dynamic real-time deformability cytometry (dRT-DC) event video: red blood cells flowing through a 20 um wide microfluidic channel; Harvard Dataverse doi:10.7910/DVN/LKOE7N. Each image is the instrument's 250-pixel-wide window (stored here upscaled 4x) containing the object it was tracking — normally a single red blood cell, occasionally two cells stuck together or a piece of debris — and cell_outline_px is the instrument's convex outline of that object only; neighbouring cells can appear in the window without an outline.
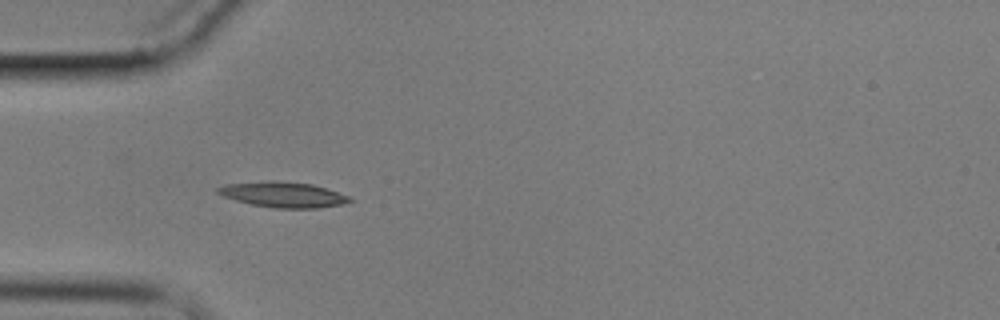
{"species": "common noctule bat (a hibernating species)", "species_latin": "Nyctalus noctula", "temperature_condition": "cold", "stored_images_in_passage": 4, "camera_frame_rate_fps": 3000, "um_per_image_px": 0.085, "animal": {"sex": "male", "body_mass_g": 17.9}, "frame": {"image": 1, "passage_image": 4, "time_ms": 3.333, "image_size_px": [1000, 320], "cell_outline_px": [[352, 200], [344, 204], [316, 208], [272, 208], [252, 204], [236, 200], [224, 196], [216, 192], [216, 188], [224, 184], [268, 180], [272, 180], [312, 184], [348, 196]], "centroid_in_image_um": [24.01, 16.53], "position_along_channel_um": 61.0, "area_um2": 19.42}}